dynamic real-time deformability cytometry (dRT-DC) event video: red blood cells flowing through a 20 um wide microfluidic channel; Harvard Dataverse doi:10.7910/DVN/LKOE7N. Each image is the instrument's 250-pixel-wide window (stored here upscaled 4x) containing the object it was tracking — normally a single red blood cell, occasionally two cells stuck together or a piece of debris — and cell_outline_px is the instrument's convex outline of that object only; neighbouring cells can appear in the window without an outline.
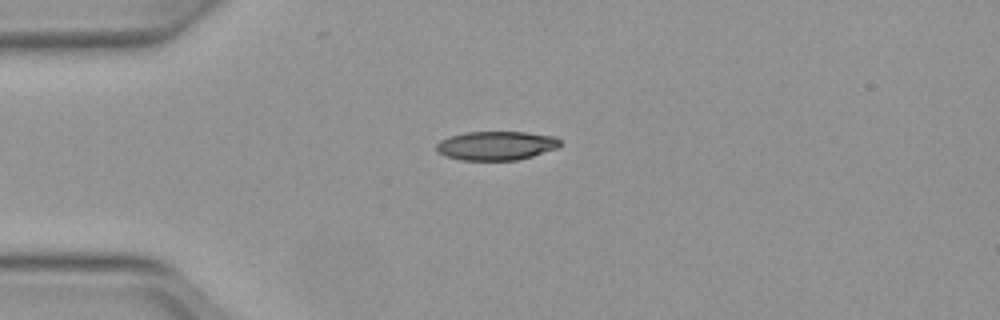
{"species": "Egyptian fruit bat (a non-hibernating species)", "species_latin": "Rousettus aegyptiacus", "temperature_condition": "warm", "stored_images_in_passage": 39, "camera_frame_rate_fps": 3000, "um_per_image_px": 0.085, "animal": {"sex": "female"}, "frame": {"image": 1, "passage_image": 1, "time_ms": 0.0, "image_size_px": [1000, 320], "cell_outline_px": [[560, 144], [556, 148], [532, 156], [516, 160], [460, 160], [444, 156], [436, 152], [436, 144], [440, 140], [448, 136], [468, 132], [524, 132], [556, 136], [560, 140]], "centroid_in_image_um": [42.13, 12.38], "position_along_channel_um": 42.9, "area_um2": 20.92}}
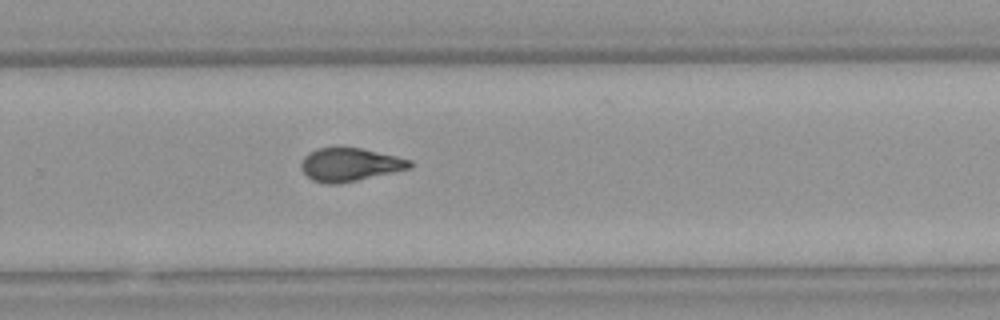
{"frame": {"image": 2, "passage_image": 22, "time_ms": 7.0, "image_size_px": [1000, 320], "cell_outline_px": [[412, 168], [356, 180], [336, 184], [328, 184], [312, 180], [300, 168], [300, 164], [304, 156], [308, 152], [316, 148], [360, 148], [396, 156], [412, 160]], "centroid_in_image_um": [29.72, 13.99], "position_along_channel_um": 300.1, "area_um2": 20.87}}
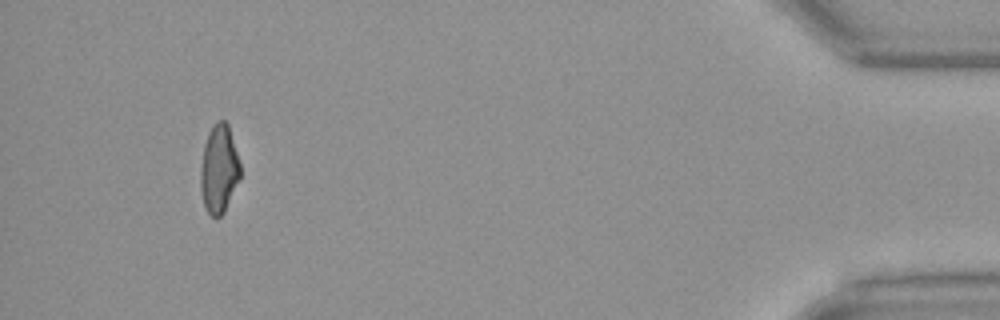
{"frame": {"image": 3, "passage_image": 36, "time_ms": 11.667, "image_size_px": [1000, 320], "cell_outline_px": [[240, 176], [224, 212], [220, 216], [212, 216], [204, 208], [200, 188], [200, 168], [204, 144], [208, 132], [216, 120], [224, 120], [228, 124], [240, 164]], "centroid_in_image_um": [18.59, 14.35], "position_along_channel_um": 416.6, "area_um2": 20.35}, "authors_computed_cell_mechanics": {"area_um2": 21.2126, "velocity_mm_per_s": 4.0168, "shape_relaxation_time_tau1_ms": 9.0446, "shape_relaxation_time_tau2_ms": 2.0914, "deformation_change_tau1": 0.2588, "deformation_change_tau2": 0.0981}}